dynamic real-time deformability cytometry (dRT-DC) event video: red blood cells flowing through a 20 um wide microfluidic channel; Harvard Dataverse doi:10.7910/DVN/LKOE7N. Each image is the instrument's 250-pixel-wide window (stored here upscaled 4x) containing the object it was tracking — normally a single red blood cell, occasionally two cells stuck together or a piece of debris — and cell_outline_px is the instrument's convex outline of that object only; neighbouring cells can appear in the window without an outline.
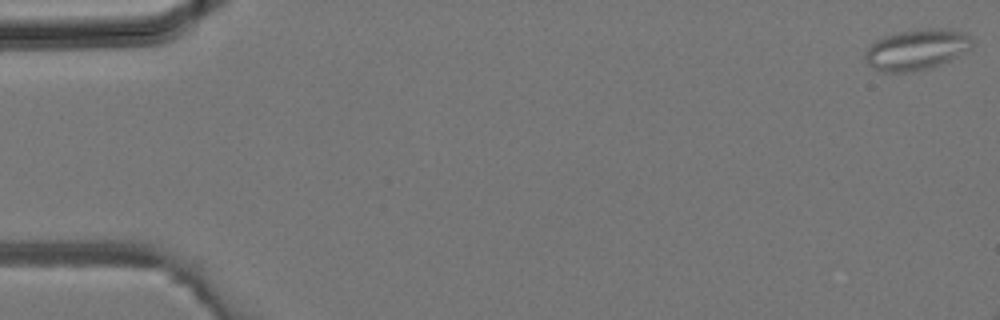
{"species": "common noctule bat (a hibernating species)", "species_latin": "Nyctalus noctula", "temperature_condition": "room temperature", "stored_images_in_passage": 9, "camera_frame_rate_fps": 3000, "um_per_image_px": 0.085, "animal": {"sex": "male", "body_mass_g": 19.2, "forearm_length_mm": 51.8}, "frame": {"image": 1, "passage_image": 1, "time_ms": 0.0, "image_size_px": [1000, 320], "cell_outline_px": [[972, 48], [948, 60], [924, 68], [908, 72], [884, 72], [872, 68], [864, 60], [864, 52], [876, 40], [884, 36], [896, 32], [928, 28], [940, 28], [964, 32], [972, 36]], "centroid_in_image_um": [77.88, 4.19], "position_along_channel_um": 7.1, "area_um2": 25.14}}